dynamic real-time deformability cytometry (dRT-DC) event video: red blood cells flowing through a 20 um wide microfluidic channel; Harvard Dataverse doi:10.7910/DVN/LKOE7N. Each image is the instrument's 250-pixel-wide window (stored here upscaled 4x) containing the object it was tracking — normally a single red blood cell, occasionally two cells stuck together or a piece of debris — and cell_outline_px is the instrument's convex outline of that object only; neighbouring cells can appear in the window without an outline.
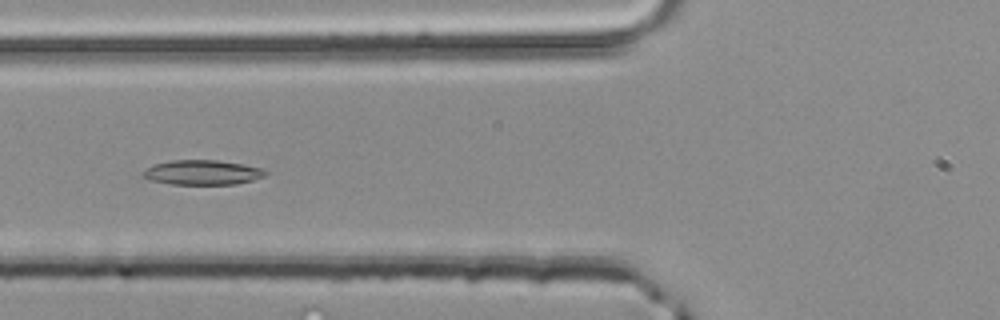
{"species": "common noctule bat (a hibernating species)", "species_latin": "Nyctalus noctula", "temperature_condition": "room temperature", "stored_images_in_passage": 43, "camera_frame_rate_fps": 3000, "um_per_image_px": 0.085, "animal": {"sex": "male", "body_mass_g": 20.4}, "frame": {"image": 1, "passage_image": 16, "time_ms": 5.0, "image_size_px": [1000, 320], "cell_outline_px": [[268, 172], [264, 176], [252, 180], [236, 184], [172, 184], [152, 180], [144, 176], [140, 172], [144, 168], [156, 164], [172, 160], [216, 160], [244, 164], [260, 168]], "centroid_in_image_um": [17.19, 14.65], "position_along_channel_um": 108.6, "area_um2": 17.51}}
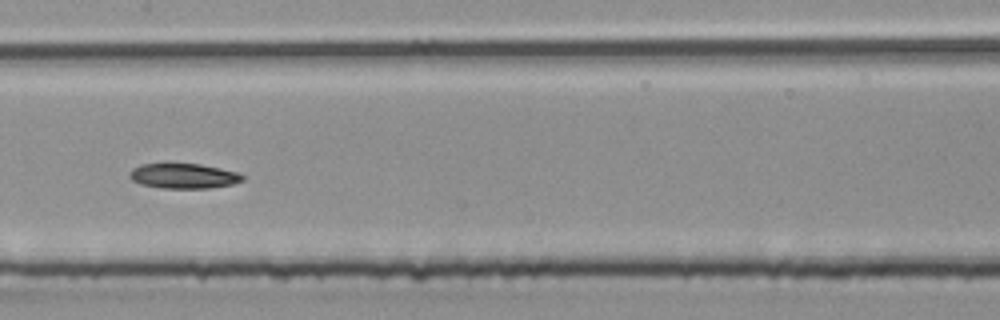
{"frame": {"image": 2, "passage_image": 22, "time_ms": 7.0, "image_size_px": [1000, 320], "cell_outline_px": [[244, 180], [232, 184], [208, 188], [160, 188], [140, 184], [132, 180], [128, 176], [128, 172], [132, 168], [140, 164], [168, 160], [200, 164], [240, 172], [244, 176]], "centroid_in_image_um": [15.53, 14.9], "position_along_channel_um": 191.9, "area_um2": 17.46}}
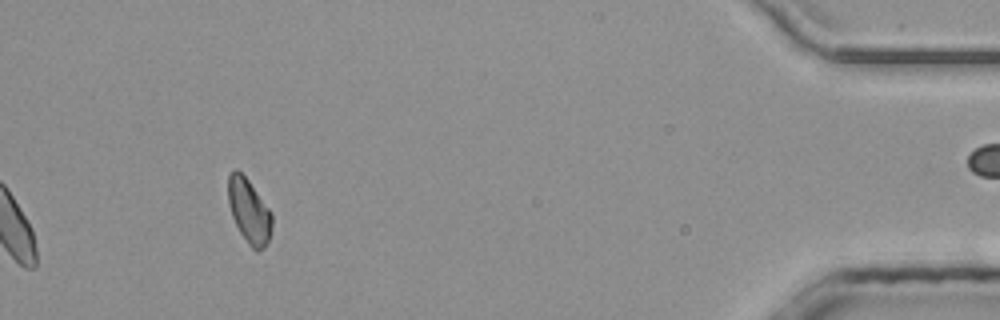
{"frame": {"image": 3, "passage_image": 43, "time_ms": 14.0, "image_size_px": [1000, 320], "cell_outline_px": [[272, 224], [268, 240], [264, 248], [256, 252], [248, 244], [240, 232], [232, 216], [228, 204], [228, 176], [232, 168], [236, 168], [248, 180], [272, 212]], "centroid_in_image_um": [21.16, 17.92], "position_along_channel_um": 414.0, "area_um2": 16.42}}